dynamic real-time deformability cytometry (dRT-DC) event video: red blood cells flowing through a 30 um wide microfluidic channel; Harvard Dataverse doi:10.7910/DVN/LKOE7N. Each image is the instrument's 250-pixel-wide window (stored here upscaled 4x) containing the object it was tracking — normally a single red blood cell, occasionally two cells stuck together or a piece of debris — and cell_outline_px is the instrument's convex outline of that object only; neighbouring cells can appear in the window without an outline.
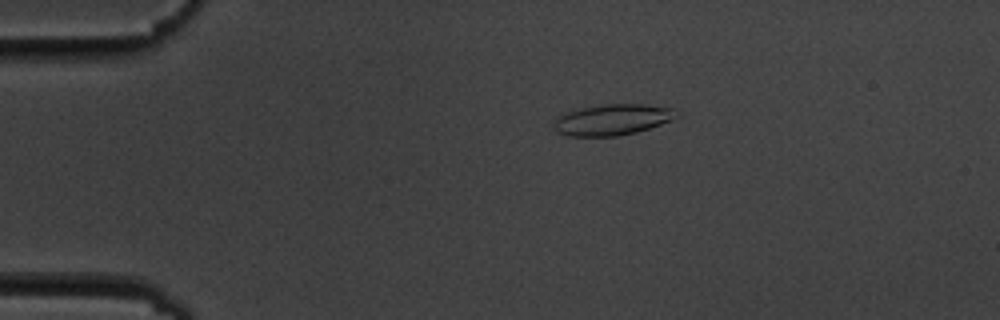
{"species": "common noctule bat (a hibernating species)", "species_latin": "Nyctalus noctula", "temperature_condition": "cold", "stored_images_in_passage": 8, "camera_frame_rate_fps": 3000, "um_per_image_px": 0.085, "animal": {"sex": "male", "body_mass_g": 19.5, "forearm_length_mm": 54.6}, "frame": {"image": 1, "passage_image": 4, "time_ms": 3.333, "image_size_px": [1000, 320], "cell_outline_px": [[680, 116], [672, 120], [636, 132], [616, 136], [568, 136], [556, 132], [552, 128], [556, 116], [564, 112], [580, 108], [600, 104], [644, 104], [672, 108]], "centroid_in_image_um": [51.99, 10.17], "position_along_channel_um": 33.0, "area_um2": 22.37}}
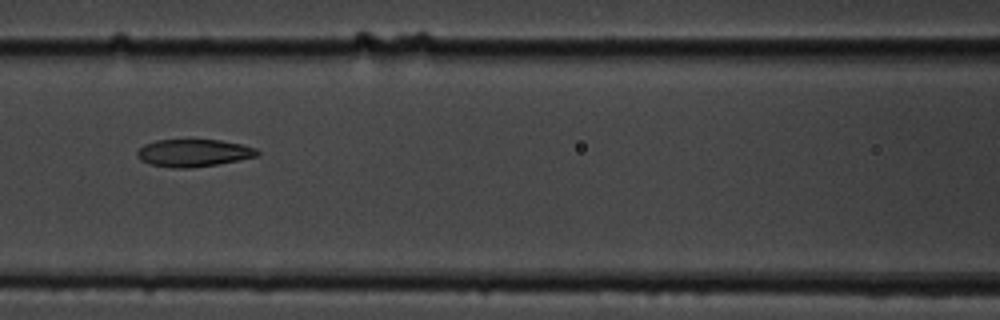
{"frame": {"image": 2, "passage_image": 8, "time_ms": 8.0, "image_size_px": [1000, 320], "cell_outline_px": [[260, 156], [220, 164], [188, 168], [172, 168], [148, 164], [140, 160], [136, 156], [136, 152], [144, 144], [156, 140], [220, 140], [240, 144], [256, 148], [260, 152]], "centroid_in_image_um": [16.45, 13.01], "position_along_channel_um": 150.1, "area_um2": 19.42}}